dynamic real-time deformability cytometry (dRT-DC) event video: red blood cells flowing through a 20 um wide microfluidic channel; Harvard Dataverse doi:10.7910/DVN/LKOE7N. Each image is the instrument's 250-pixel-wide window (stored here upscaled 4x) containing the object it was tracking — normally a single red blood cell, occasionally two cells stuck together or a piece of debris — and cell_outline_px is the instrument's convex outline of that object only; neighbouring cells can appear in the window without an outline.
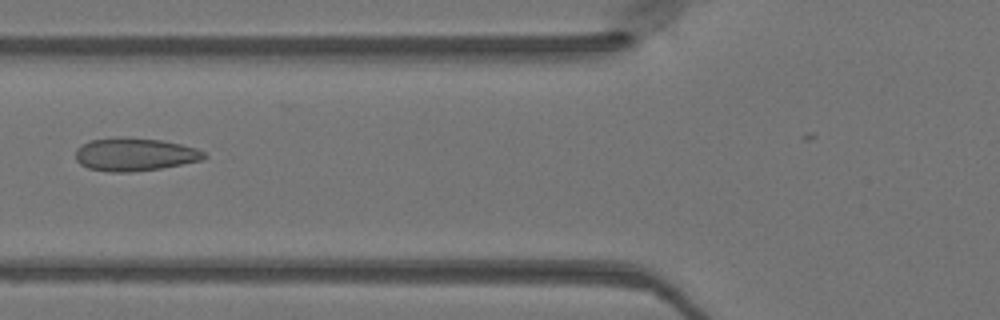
{"species": "Egyptian fruit bat (a non-hibernating species)", "species_latin": "Rousettus aegyptiacus", "temperature_condition": "warm", "stored_images_in_passage": 40, "camera_frame_rate_fps": 3000, "um_per_image_px": 0.085, "animal": {"sex": "female"}, "frame": {"image": 1, "passage_image": 19, "time_ms": 6.0, "image_size_px": [1000, 320], "cell_outline_px": [[208, 156], [200, 160], [160, 168], [132, 172], [108, 172], [88, 168], [80, 164], [76, 160], [76, 148], [92, 140], [124, 136], [160, 140], [180, 144], [196, 148], [204, 152]], "centroid_in_image_um": [11.43, 13.12], "position_along_channel_um": 114.4, "area_um2": 24.62}}
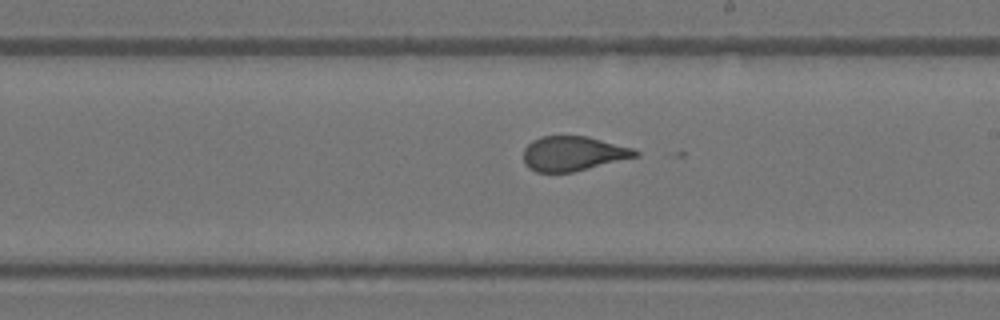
{"frame": {"image": 2, "passage_image": 28, "time_ms": 9.0, "image_size_px": [1000, 320], "cell_outline_px": [[640, 156], [572, 172], [536, 172], [528, 168], [524, 164], [524, 148], [532, 140], [540, 136], [588, 136], [632, 148], [640, 152]], "centroid_in_image_um": [48.71, 13.05], "position_along_channel_um": 240.3, "area_um2": 22.66}}
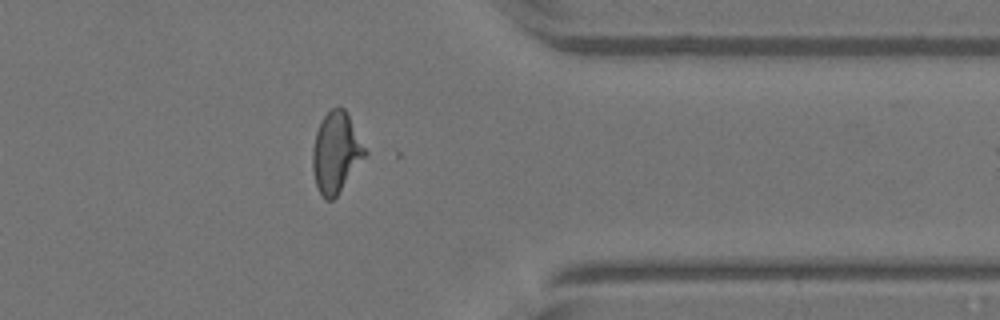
{"frame": {"image": 3, "passage_image": 39, "time_ms": 12.667, "image_size_px": [1000, 320], "cell_outline_px": [[368, 152], [336, 196], [332, 200], [324, 200], [316, 184], [312, 168], [312, 148], [316, 132], [324, 116], [332, 108], [344, 108]], "centroid_in_image_um": [28.54, 12.97], "position_along_channel_um": 382.9, "area_um2": 24.1}}